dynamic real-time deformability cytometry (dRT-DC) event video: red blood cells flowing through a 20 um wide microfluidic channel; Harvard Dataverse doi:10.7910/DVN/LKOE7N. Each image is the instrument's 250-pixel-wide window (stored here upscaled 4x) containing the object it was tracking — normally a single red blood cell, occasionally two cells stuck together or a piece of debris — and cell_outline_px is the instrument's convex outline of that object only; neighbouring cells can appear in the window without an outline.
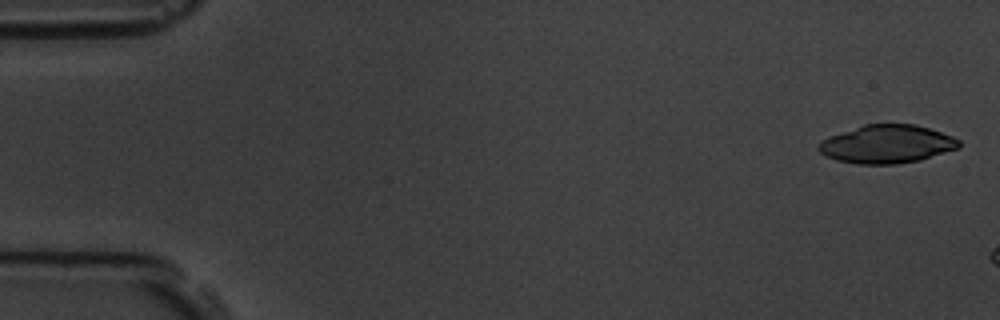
{"species": "common noctule bat (a hibernating species)", "species_latin": "Nyctalus noctula", "temperature_condition": "room temperature", "stored_images_in_passage": 4, "camera_frame_rate_fps": 3000, "um_per_image_px": 0.085, "animal": {"sex": "male", "body_mass_g": 19.5, "forearm_length_mm": 54.6}, "frame": {"image": 1, "passage_image": 1, "time_ms": 0.0, "image_size_px": [1000, 320], "cell_outline_px": [[960, 148], [920, 160], [896, 164], [860, 164], [836, 160], [824, 156], [816, 148], [820, 140], [864, 124], [916, 124], [952, 136], [960, 140]], "centroid_in_image_um": [75.38, 12.26], "position_along_channel_um": 9.6, "area_um2": 31.33}}